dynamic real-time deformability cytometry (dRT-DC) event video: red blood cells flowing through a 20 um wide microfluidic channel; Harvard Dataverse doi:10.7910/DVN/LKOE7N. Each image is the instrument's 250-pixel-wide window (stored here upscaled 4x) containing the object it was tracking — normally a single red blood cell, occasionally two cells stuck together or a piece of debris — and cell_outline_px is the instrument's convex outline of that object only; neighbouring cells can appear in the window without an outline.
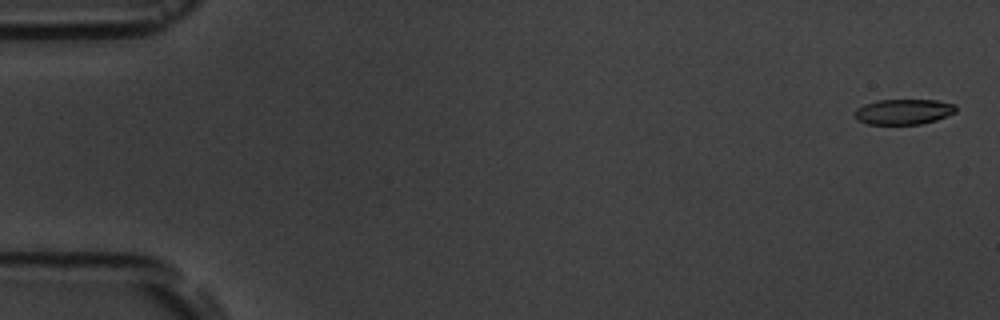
{"species": "common noctule bat (a hibernating species)", "species_latin": "Nyctalus noctula", "temperature_condition": "room temperature", "stored_images_in_passage": 15, "camera_frame_rate_fps": 3000, "um_per_image_px": 0.085, "animal": {"sex": "male", "body_mass_g": 19.5, "forearm_length_mm": 54.6}, "frame": {"image": 1, "passage_image": 1, "time_ms": 0.0, "image_size_px": [1000, 320], "cell_outline_px": [[956, 112], [936, 120], [920, 124], [868, 124], [856, 120], [856, 108], [864, 104], [876, 100], [936, 100], [956, 104]], "centroid_in_image_um": [76.81, 9.49], "position_along_channel_um": 8.2, "area_um2": 14.97}}
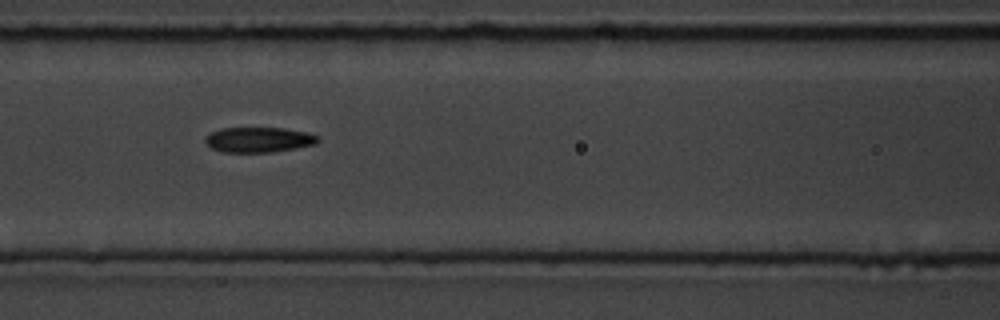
{"frame": {"image": 2, "passage_image": 7, "time_ms": 7.667, "image_size_px": [1000, 320], "cell_outline_px": [[320, 140], [316, 144], [296, 148], [272, 152], [220, 152], [212, 148], [204, 140], [212, 132], [220, 128], [284, 128], [308, 132], [316, 136]], "centroid_in_image_um": [22.01, 11.88], "position_along_channel_um": 144.6, "area_um2": 16.47}}
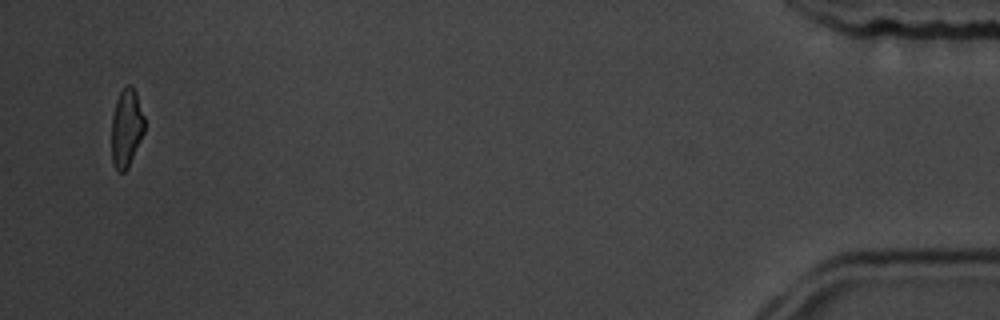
{"frame": {"image": 3, "passage_image": 15, "time_ms": 17.667, "image_size_px": [1000, 320], "cell_outline_px": [[144, 132], [128, 168], [124, 172], [116, 172], [112, 164], [112, 116], [116, 100], [120, 92], [128, 84], [132, 84], [136, 92], [144, 116]], "centroid_in_image_um": [10.74, 10.89], "position_along_channel_um": 424.5, "area_um2": 15.09}, "authors_computed_cell_mechanics": {"area_um2": 16.473, "velocity_mm_per_s": 3.6612, "shape_relaxation_time_tau1_ms": 3.8999, "shape_relaxation_time_tau2_ms": 3.9306, "deformation_change_tau1": 0.117, "deformation_change_tau2": 0.1073}}